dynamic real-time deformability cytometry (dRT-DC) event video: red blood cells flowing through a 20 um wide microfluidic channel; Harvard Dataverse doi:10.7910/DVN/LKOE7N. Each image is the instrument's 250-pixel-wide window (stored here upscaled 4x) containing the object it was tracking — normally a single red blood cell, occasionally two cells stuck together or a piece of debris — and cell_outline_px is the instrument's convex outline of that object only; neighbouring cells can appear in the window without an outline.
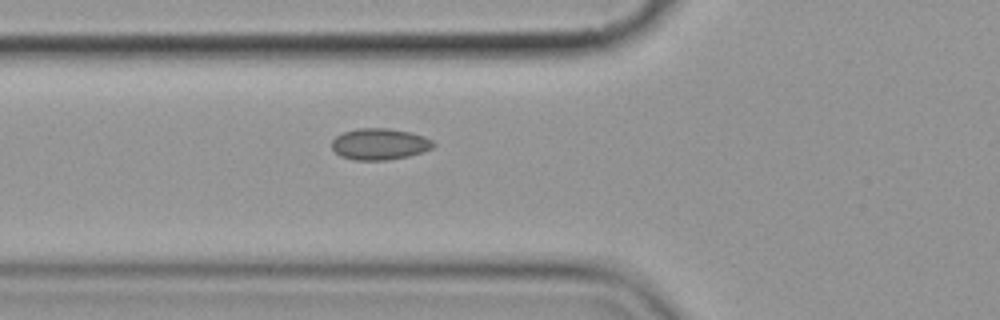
{"species": "common noctule bat (a hibernating species)", "species_latin": "Nyctalus noctula", "temperature_condition": "cold", "stored_images_in_passage": 4, "segment_of_instrument_passage": [1, 2], "camera_frame_rate_fps": 3000, "um_per_image_px": 0.085, "animal": {"sex": "female", "body_mass_g": 19.9}, "frame": {"image": 1, "passage_image": 3, "time_ms": 2.333, "image_size_px": [1000, 320], "cell_outline_px": [[436, 144], [432, 148], [424, 152], [408, 156], [388, 160], [356, 160], [340, 156], [332, 148], [332, 140], [336, 136], [344, 132], [356, 128], [388, 128], [408, 132], [424, 136], [432, 140]], "centroid_in_image_um": [32.28, 12.25], "position_along_channel_um": 93.5, "area_um2": 18.61}}